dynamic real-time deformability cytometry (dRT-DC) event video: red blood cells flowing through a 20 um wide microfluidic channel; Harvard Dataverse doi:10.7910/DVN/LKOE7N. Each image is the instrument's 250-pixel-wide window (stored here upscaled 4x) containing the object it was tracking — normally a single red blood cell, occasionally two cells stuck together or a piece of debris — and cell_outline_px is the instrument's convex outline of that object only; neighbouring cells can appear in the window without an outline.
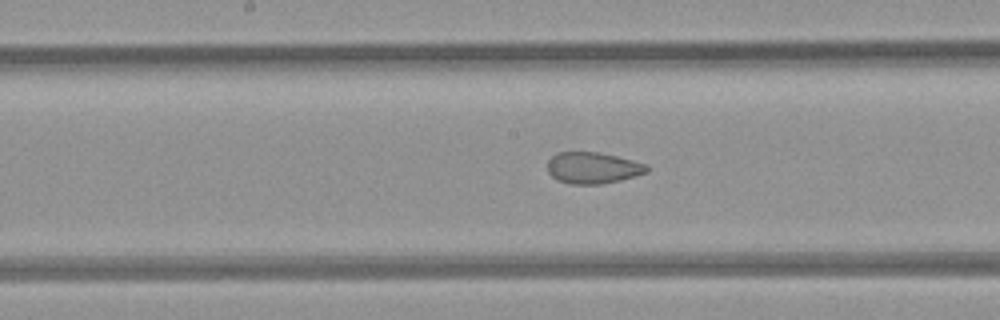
{"species": "common noctule bat (a hibernating species)", "species_latin": "Nyctalus noctula", "temperature_condition": "room temperature", "stored_images_in_passage": 17, "camera_frame_rate_fps": 3000, "um_per_image_px": 0.085, "animal": {"sex": "female", "body_mass_g": 21.9}, "frame": {"image": 1, "passage_image": 10, "time_ms": 3.0, "image_size_px": [1000, 320], "cell_outline_px": [[648, 172], [636, 176], [620, 180], [600, 184], [568, 184], [556, 180], [548, 172], [548, 160], [556, 152], [600, 152], [648, 164]], "centroid_in_image_um": [50.38, 14.27], "position_along_channel_um": 197.8, "area_um2": 18.32}}